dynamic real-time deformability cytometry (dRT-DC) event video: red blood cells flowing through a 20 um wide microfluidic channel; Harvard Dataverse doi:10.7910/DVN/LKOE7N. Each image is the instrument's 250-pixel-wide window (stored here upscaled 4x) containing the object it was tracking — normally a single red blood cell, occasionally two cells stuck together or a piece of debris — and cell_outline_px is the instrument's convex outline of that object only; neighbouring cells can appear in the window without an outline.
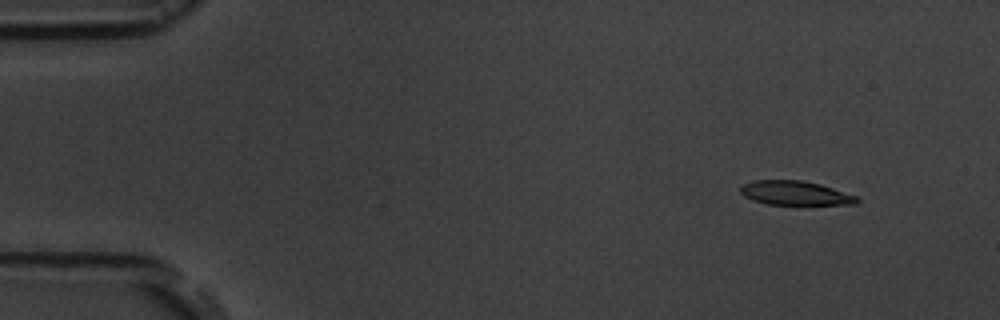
{"species": "common noctule bat (a hibernating species)", "species_latin": "Nyctalus noctula", "temperature_condition": "room temperature", "stored_images_in_passage": 4, "camera_frame_rate_fps": 3000, "um_per_image_px": 0.085, "animal": {"sex": "male", "body_mass_g": 19.5, "forearm_length_mm": 54.6}, "frame": {"image": 1, "passage_image": 2, "time_ms": 1.333, "image_size_px": [1000, 320], "cell_outline_px": [[860, 200], [856, 204], [768, 204], [752, 200], [744, 196], [740, 192], [740, 188], [744, 184], [752, 180], [800, 180], [820, 184], [860, 196]], "centroid_in_image_um": [67.62, 16.4], "position_along_channel_um": 17.4, "area_um2": 16.42}}